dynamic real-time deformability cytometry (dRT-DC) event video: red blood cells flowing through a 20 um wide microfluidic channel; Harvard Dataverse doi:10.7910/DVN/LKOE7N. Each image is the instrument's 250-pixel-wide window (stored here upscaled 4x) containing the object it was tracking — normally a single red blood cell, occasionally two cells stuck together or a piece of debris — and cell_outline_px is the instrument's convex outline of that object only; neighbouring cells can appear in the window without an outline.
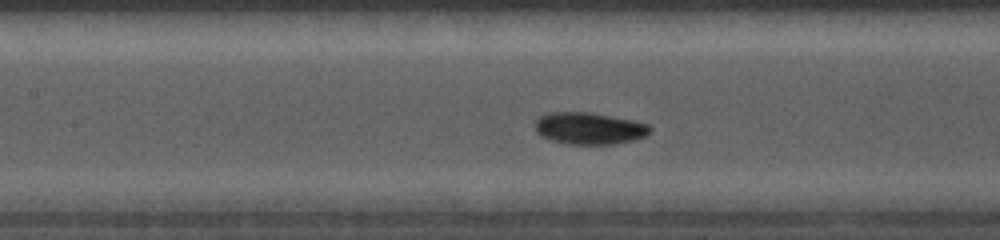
{"species": "common noctule bat (a hibernating species)", "species_latin": "Nyctalus noctula", "temperature_condition": "cold", "stored_images_in_passage": 47, "camera_frame_rate_fps": 5000, "um_per_image_px": 0.085, "animal": {"sex": "female", "body_mass_g": 19.0, "forearm_length_mm": 56.7}, "frame": {"image": 1, "passage_image": 17, "time_ms": 4.2, "image_size_px": [1000, 240], "cell_outline_px": [[652, 128], [644, 136], [636, 140], [612, 144], [564, 144], [540, 136], [536, 132], [536, 120], [540, 116], [548, 112], [588, 112], [632, 120], [648, 124]], "centroid_in_image_um": [50.06, 10.91], "position_along_channel_um": 157.3, "area_um2": 21.33}}
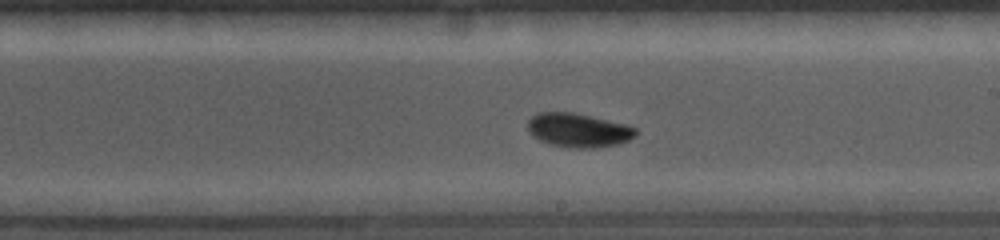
{"frame": {"image": 2, "passage_image": 32, "time_ms": 6.0, "image_size_px": [1000, 240], "cell_outline_px": [[636, 136], [628, 140], [616, 144], [596, 148], [568, 148], [548, 144], [532, 136], [528, 132], [528, 120], [532, 116], [540, 112], [572, 112], [624, 124], [636, 128]], "centroid_in_image_um": [49.12, 11.08], "position_along_channel_um": 239.9, "area_um2": 21.33}}
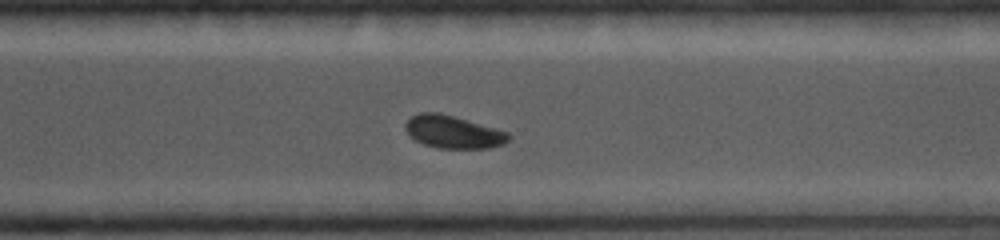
{"frame": {"image": 3, "passage_image": 40, "time_ms": 8.0, "image_size_px": [1000, 240], "cell_outline_px": [[512, 136], [504, 144], [488, 148], [436, 148], [424, 144], [416, 140], [404, 128], [404, 124], [412, 116], [420, 112], [436, 112], [452, 116], [508, 132]], "centroid_in_image_um": [38.52, 11.22], "position_along_channel_um": 332.1, "area_um2": 19.36}}